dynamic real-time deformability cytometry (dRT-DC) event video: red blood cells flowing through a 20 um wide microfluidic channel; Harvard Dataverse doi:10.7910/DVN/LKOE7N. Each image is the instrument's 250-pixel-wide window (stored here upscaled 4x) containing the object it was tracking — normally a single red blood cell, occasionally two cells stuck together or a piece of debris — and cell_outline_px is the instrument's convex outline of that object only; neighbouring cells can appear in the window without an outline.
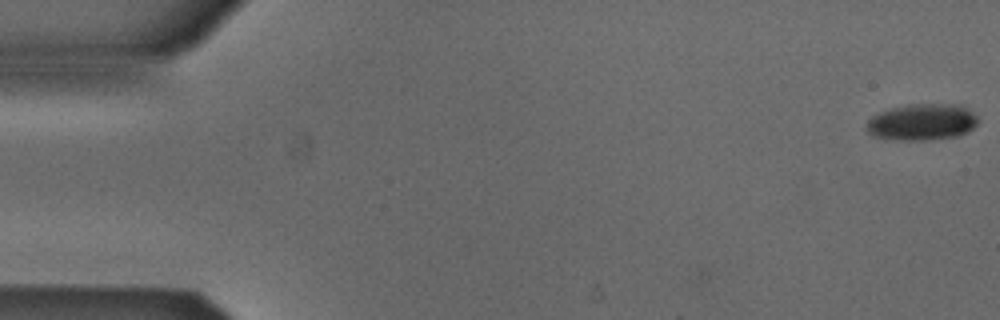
{"species": "Egyptian fruit bat (a non-hibernating species)", "species_latin": "Rousettus aegyptiacus", "temperature_condition": "cold", "stored_images_in_passage": 18, "camera_frame_rate_fps": 3000, "um_per_image_px": 0.085, "animal": {"sex": "male"}, "frame": {"image": 1, "passage_image": 1, "time_ms": 0.0, "image_size_px": [1000, 320], "cell_outline_px": [[976, 124], [968, 132], [956, 136], [928, 140], [900, 140], [872, 136], [868, 132], [868, 120], [872, 116], [880, 112], [892, 108], [908, 104], [956, 104], [968, 108], [976, 116]], "centroid_in_image_um": [78.37, 10.37], "position_along_channel_um": 6.6, "area_um2": 23.52}}
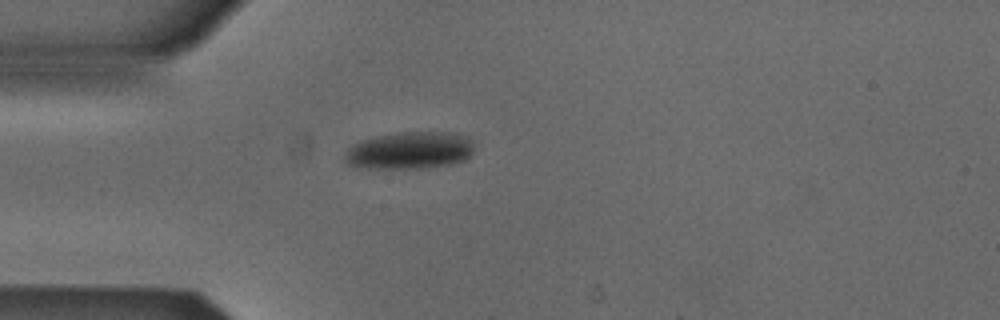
{"frame": {"image": 2, "passage_image": 15, "time_ms": 4.667, "image_size_px": [1000, 320], "cell_outline_px": [[472, 152], [464, 160], [448, 164], [420, 168], [368, 168], [348, 164], [344, 160], [344, 152], [352, 144], [360, 140], [376, 136], [400, 132], [448, 132], [472, 140]], "centroid_in_image_um": [34.75, 12.78], "position_along_channel_um": 50.3, "area_um2": 27.8}}